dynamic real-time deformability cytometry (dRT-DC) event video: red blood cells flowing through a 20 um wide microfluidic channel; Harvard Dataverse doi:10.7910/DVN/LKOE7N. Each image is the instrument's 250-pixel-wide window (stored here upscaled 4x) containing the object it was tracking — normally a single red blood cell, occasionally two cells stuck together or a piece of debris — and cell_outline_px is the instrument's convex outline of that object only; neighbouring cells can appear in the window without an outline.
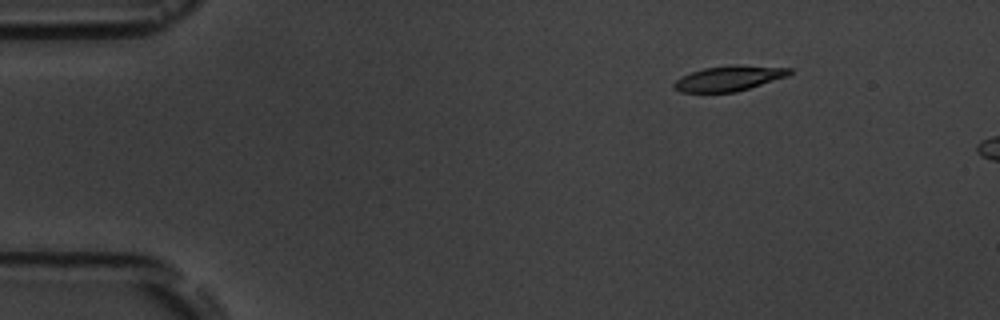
{"species": "common noctule bat (a hibernating species)", "species_latin": "Nyctalus noctula", "temperature_condition": "room temperature", "stored_images_in_passage": 4, "camera_frame_rate_fps": 3000, "um_per_image_px": 0.085, "animal": {"sex": "male", "body_mass_g": 19.5, "forearm_length_mm": 54.6}, "frame": {"image": 1, "passage_image": 1, "time_ms": 0.0, "image_size_px": [1000, 320], "cell_outline_px": [[792, 72], [788, 76], [736, 92], [680, 92], [672, 88], [672, 84], [676, 80], [692, 72], [704, 68], [732, 64], [736, 64], [792, 68]], "centroid_in_image_um": [61.97, 6.65], "position_along_channel_um": 23.0, "area_um2": 16.99}}